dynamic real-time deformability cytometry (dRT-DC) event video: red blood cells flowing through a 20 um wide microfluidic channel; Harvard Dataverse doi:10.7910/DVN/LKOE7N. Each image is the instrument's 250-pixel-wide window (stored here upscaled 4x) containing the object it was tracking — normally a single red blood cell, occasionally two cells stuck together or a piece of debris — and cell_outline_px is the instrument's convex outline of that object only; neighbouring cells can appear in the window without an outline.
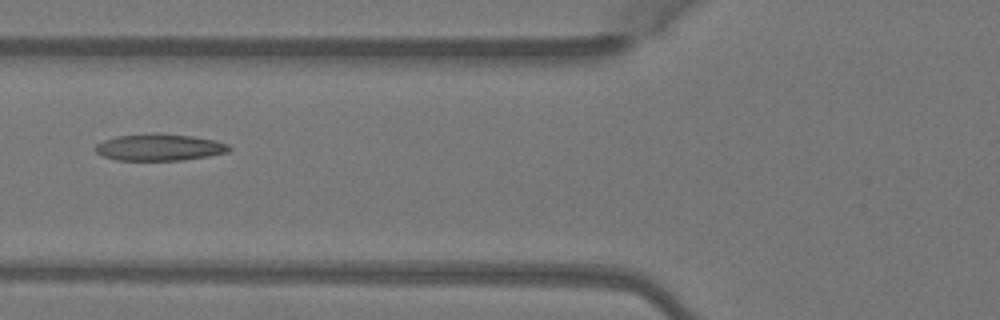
{"species": "Egyptian fruit bat (a non-hibernating species)", "species_latin": "Rousettus aegyptiacus", "temperature_condition": "warm", "stored_images_in_passage": 6, "camera_frame_rate_fps": 3000, "um_per_image_px": 0.085, "animal": {"sex": "female"}, "frame": {"image": 1, "passage_image": 4, "time_ms": 1.0, "image_size_px": [1000, 320], "cell_outline_px": [[232, 148], [228, 152], [208, 156], [180, 160], [116, 160], [104, 156], [96, 152], [96, 144], [104, 140], [116, 136], [156, 132], [192, 136], [216, 140], [228, 144]], "centroid_in_image_um": [13.57, 12.51], "position_along_channel_um": 112.2, "area_um2": 20.92}}
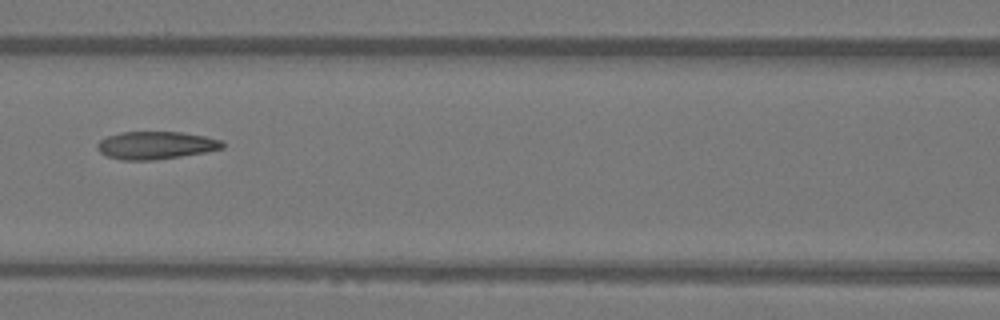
{"frame": {"image": 2, "passage_image": 5, "time_ms": 1.333, "image_size_px": [1000, 320], "cell_outline_px": [[224, 148], [204, 152], [180, 156], [152, 160], [120, 160], [108, 156], [100, 152], [96, 148], [96, 144], [100, 140], [108, 136], [120, 132], [180, 132], [204, 136], [224, 140]], "centroid_in_image_um": [13.24, 12.34], "position_along_channel_um": 153.4, "area_um2": 20.17}}
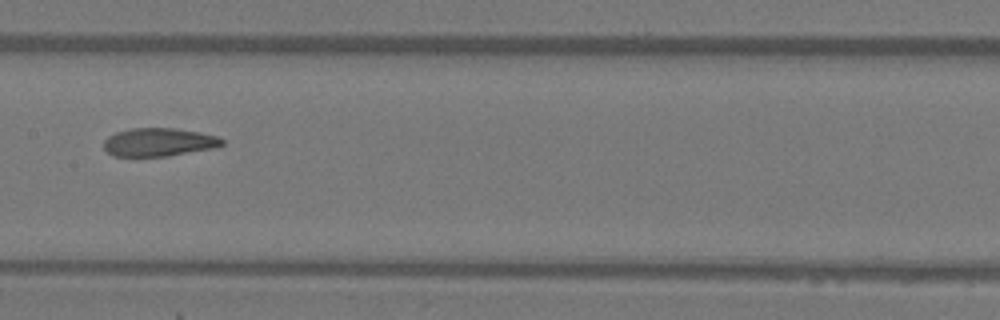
{"frame": {"image": 3, "passage_image": 6, "time_ms": 1.667, "image_size_px": [1000, 320], "cell_outline_px": [[224, 144], [216, 148], [168, 156], [112, 156], [104, 148], [104, 140], [108, 136], [116, 132], [132, 128], [172, 128], [200, 132], [216, 136], [224, 140]], "centroid_in_image_um": [13.51, 12.09], "position_along_channel_um": 193.9, "area_um2": 19.54}}